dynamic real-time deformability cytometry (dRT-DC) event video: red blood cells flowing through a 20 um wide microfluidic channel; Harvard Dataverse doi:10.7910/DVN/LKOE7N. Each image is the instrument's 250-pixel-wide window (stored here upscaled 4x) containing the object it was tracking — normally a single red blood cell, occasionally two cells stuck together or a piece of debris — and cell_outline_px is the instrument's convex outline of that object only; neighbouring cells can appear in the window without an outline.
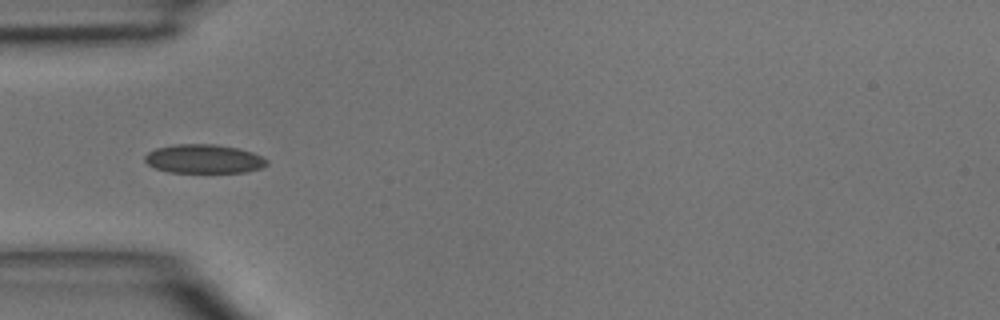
{"species": "common noctule bat (a hibernating species)", "species_latin": "Nyctalus noctula", "temperature_condition": "room temperature", "stored_images_in_passage": 33, "camera_frame_rate_fps": 3000, "um_per_image_px": 0.085, "animal": {"sex": "male", "body_mass_g": 15.6}, "frame": {"image": 1, "passage_image": 1, "time_ms": 0.0, "image_size_px": [1000, 320], "cell_outline_px": [[268, 164], [260, 168], [244, 172], [168, 172], [156, 168], [148, 164], [144, 160], [144, 156], [148, 152], [156, 148], [176, 144], [216, 144], [240, 148], [252, 152], [268, 160]], "centroid_in_image_um": [17.32, 13.49], "position_along_channel_um": 67.7, "area_um2": 20.52}}
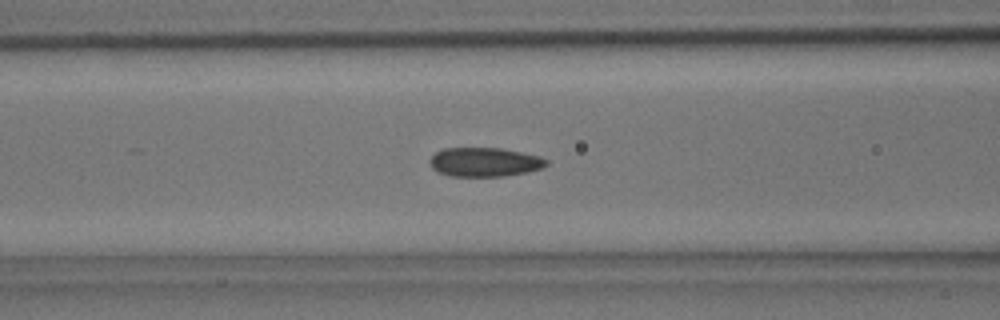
{"frame": {"image": 2, "passage_image": 5, "time_ms": 1.333, "image_size_px": [1000, 320], "cell_outline_px": [[548, 164], [540, 168], [528, 172], [504, 176], [452, 176], [440, 172], [432, 168], [428, 160], [436, 152], [444, 148], [500, 148], [540, 156], [548, 160]], "centroid_in_image_um": [41.19, 13.77], "position_along_channel_um": 125.4, "area_um2": 19.65}}
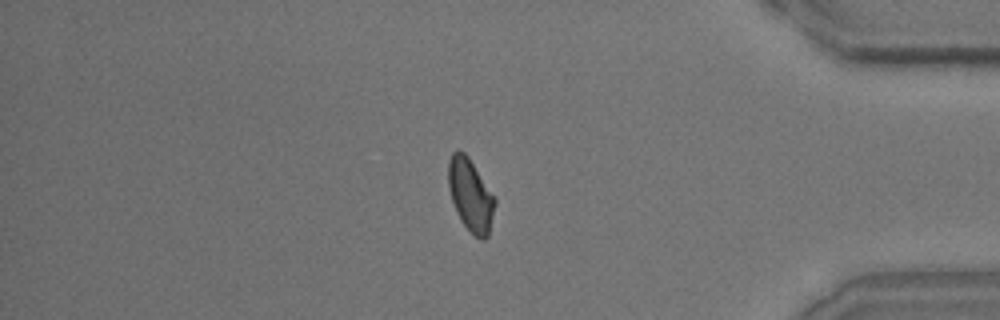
{"frame": {"image": 3, "passage_image": 26, "time_ms": 8.333, "image_size_px": [1000, 320], "cell_outline_px": [[496, 204], [488, 236], [484, 240], [480, 240], [460, 220], [456, 212], [448, 188], [448, 160], [452, 152], [464, 152], [468, 156], [496, 196]], "centroid_in_image_um": [40.01, 16.57], "position_along_channel_um": 395.2, "area_um2": 19.83}}